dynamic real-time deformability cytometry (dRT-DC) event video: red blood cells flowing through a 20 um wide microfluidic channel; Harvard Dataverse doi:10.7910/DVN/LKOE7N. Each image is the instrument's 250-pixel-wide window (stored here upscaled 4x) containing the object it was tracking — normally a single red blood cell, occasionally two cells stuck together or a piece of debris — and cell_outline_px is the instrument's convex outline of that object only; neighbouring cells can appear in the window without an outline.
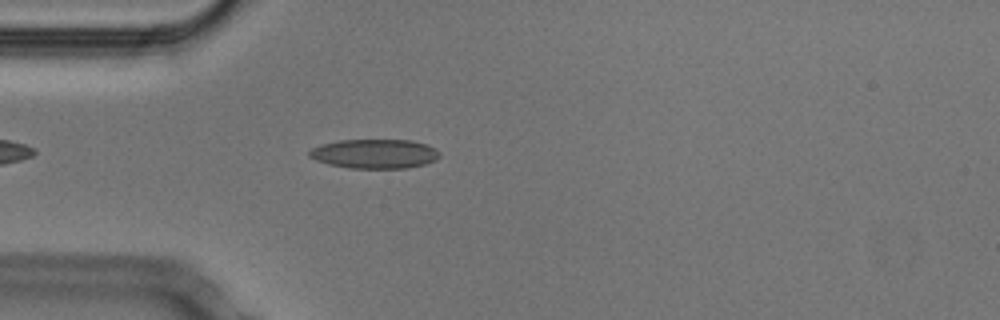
{"species": "Egyptian fruit bat (a non-hibernating species)", "species_latin": "Rousettus aegyptiacus", "temperature_condition": "cold", "stored_images_in_passage": 43, "camera_frame_rate_fps": 3000, "um_per_image_px": 0.085, "animal": {"sex": "male"}, "frame": {"image": 1, "passage_image": 5, "time_ms": 1.333, "image_size_px": [1000, 320], "cell_outline_px": [[440, 156], [436, 160], [424, 164], [408, 168], [348, 168], [328, 164], [316, 160], [308, 156], [308, 152], [312, 148], [320, 144], [340, 140], [412, 140], [424, 144], [440, 152]], "centroid_in_image_um": [31.81, 13.07], "position_along_channel_um": 53.2, "area_um2": 22.25}}
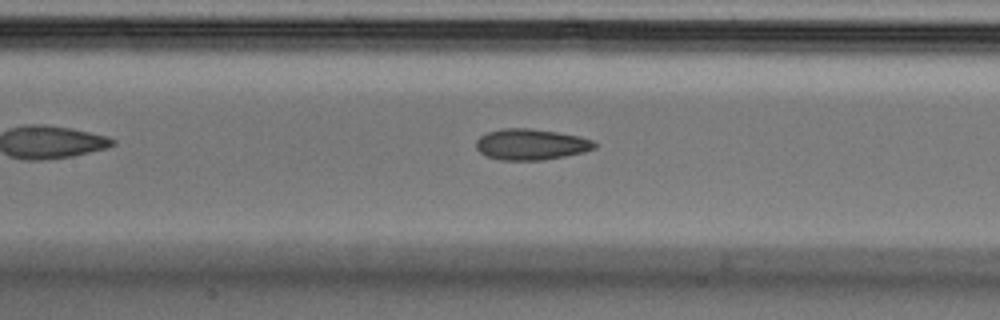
{"frame": {"image": 2, "passage_image": 14, "time_ms": 4.333, "image_size_px": [1000, 320], "cell_outline_px": [[596, 148], [584, 152], [544, 160], [500, 160], [488, 156], [480, 152], [476, 148], [476, 140], [480, 136], [488, 132], [500, 128], [532, 128], [580, 136], [592, 140], [596, 144]], "centroid_in_image_um": [45.13, 12.27], "position_along_channel_um": 162.3, "area_um2": 21.44}}
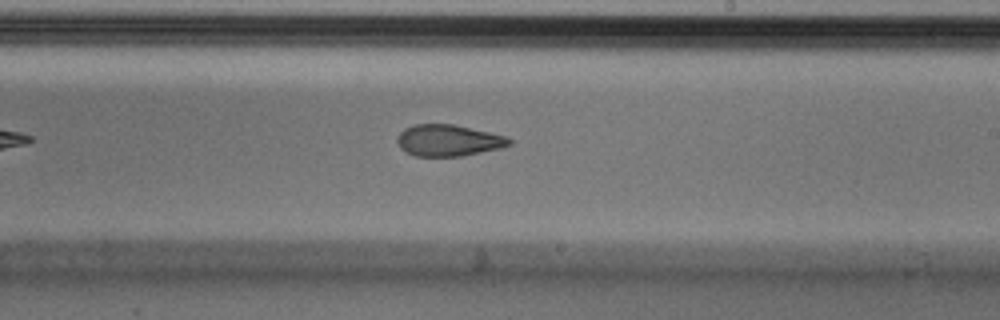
{"frame": {"image": 3, "passage_image": 21, "time_ms": 6.667, "image_size_px": [1000, 320], "cell_outline_px": [[512, 144], [500, 148], [460, 156], [416, 156], [400, 148], [396, 140], [396, 136], [404, 128], [416, 124], [452, 124], [508, 136], [512, 140]], "centroid_in_image_um": [38.11, 11.93], "position_along_channel_um": 250.9, "area_um2": 20.52}, "authors_computed_cell_mechanics": {"area_um2": 21.7328, "velocity_mm_per_s": 3.8055, "shape_relaxation_time_tau1_ms": 10.8647, "shape_relaxation_time_tau2_ms": 2.9877, "deformation_change_tau1": 0.1984, "deformation_change_tau2": 0.1054}}